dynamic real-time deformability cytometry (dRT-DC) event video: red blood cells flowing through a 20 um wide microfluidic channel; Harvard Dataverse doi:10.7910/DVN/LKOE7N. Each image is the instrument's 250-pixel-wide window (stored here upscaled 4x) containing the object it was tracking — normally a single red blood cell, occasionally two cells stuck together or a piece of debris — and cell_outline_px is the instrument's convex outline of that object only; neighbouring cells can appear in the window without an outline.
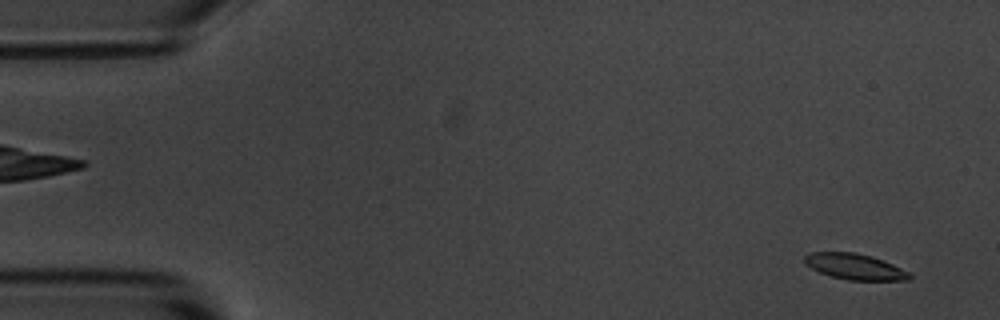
{"species": "common noctule bat (a hibernating species)", "species_latin": "Nyctalus noctula", "temperature_condition": "room temperature", "stored_images_in_passage": 56, "camera_frame_rate_fps": 3000, "um_per_image_px": 0.085, "animal": {"sex": "male", "body_mass_g": 20.1, "forearm_length_mm": 53.5}, "frame": {"image": 1, "passage_image": 3, "time_ms": 0.667, "image_size_px": [1000, 320], "cell_outline_px": [[912, 276], [908, 280], [848, 280], [832, 276], [820, 272], [804, 264], [804, 256], [812, 252], [856, 252], [872, 256], [884, 260], [908, 272]], "centroid_in_image_um": [72.65, 22.65], "position_along_channel_um": 12.4, "area_um2": 15.72}}
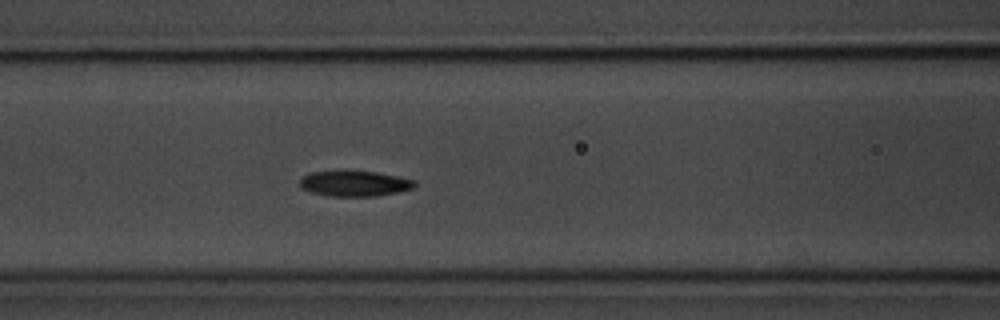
{"frame": {"image": 2, "passage_image": 23, "time_ms": 7.333, "image_size_px": [1000, 320], "cell_outline_px": [[416, 184], [412, 188], [396, 192], [376, 196], [328, 196], [312, 192], [304, 188], [300, 184], [300, 180], [304, 176], [312, 172], [376, 172], [416, 180]], "centroid_in_image_um": [30.17, 15.61], "position_along_channel_um": 136.4, "area_um2": 16.53}}
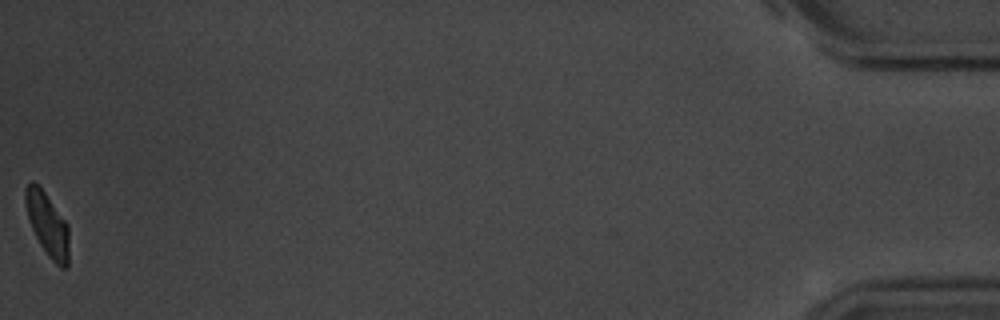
{"frame": {"image": 3, "passage_image": 56, "time_ms": 18.333, "image_size_px": [1000, 320], "cell_outline_px": [[68, 268], [60, 268], [48, 256], [40, 244], [32, 228], [28, 216], [24, 200], [24, 188], [32, 180], [44, 192], [68, 224]], "centroid_in_image_um": [4.03, 19.09], "position_along_channel_um": 431.2, "area_um2": 15.9}, "authors_computed_cell_mechanics": {"area_um2": 16.8198, "velocity_mm_per_s": 3.5807, "shape_relaxation_time_tau1_ms": 2.5696, "shape_relaxation_time_tau2_ms": null, "deformation_change_tau1": 0.1137, "deformation_change_tau2": null}}